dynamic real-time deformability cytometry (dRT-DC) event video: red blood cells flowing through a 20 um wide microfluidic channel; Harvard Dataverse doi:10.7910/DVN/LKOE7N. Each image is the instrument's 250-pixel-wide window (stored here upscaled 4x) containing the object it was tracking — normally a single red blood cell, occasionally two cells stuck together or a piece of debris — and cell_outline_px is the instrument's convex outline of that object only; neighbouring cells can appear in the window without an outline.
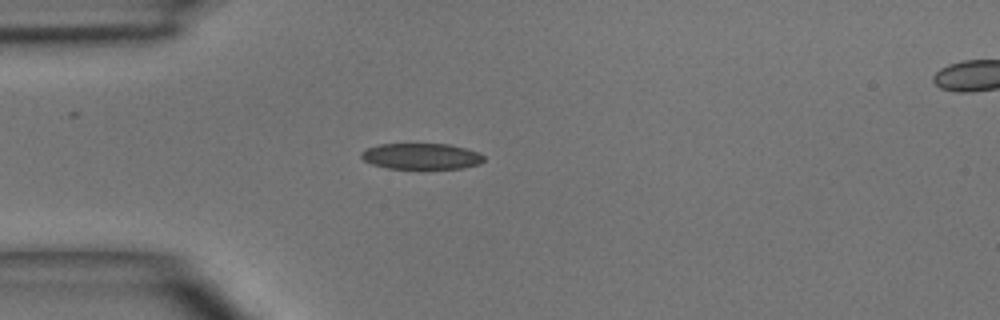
{"species": "common noctule bat (a hibernating species)", "species_latin": "Nyctalus noctula", "temperature_condition": "room temperature", "stored_images_in_passage": 4, "segment_of_instrument_passage": [1, 2], "camera_frame_rate_fps": 3000, "um_per_image_px": 0.085, "animal": {"sex": "male", "body_mass_g": 15.6}, "frame": {"image": 1, "passage_image": 3, "time_ms": 2.333, "image_size_px": [1000, 320], "cell_outline_px": [[484, 160], [480, 164], [464, 168], [388, 168], [372, 164], [364, 160], [360, 156], [360, 152], [368, 148], [380, 144], [448, 144], [464, 148], [476, 152], [484, 156]], "centroid_in_image_um": [35.8, 13.28], "position_along_channel_um": 49.2, "area_um2": 18.38}}